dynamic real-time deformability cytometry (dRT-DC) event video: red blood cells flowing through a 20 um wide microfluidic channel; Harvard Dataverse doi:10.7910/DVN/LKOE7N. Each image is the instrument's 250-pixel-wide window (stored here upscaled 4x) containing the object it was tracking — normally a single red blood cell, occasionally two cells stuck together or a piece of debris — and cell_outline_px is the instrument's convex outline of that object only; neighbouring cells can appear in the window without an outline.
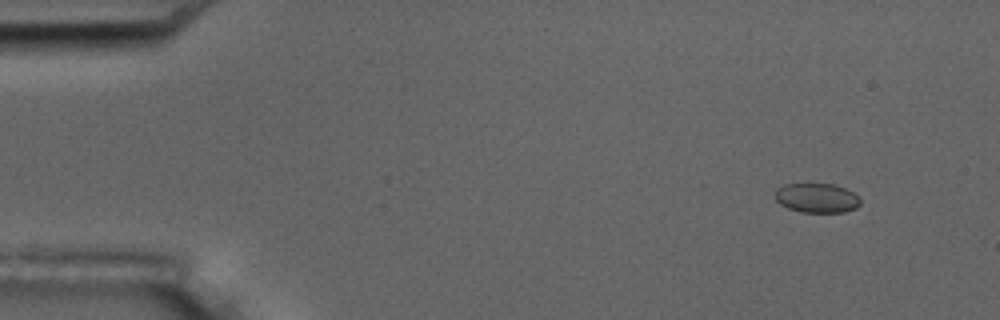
{"species": "common noctule bat (a hibernating species)", "species_latin": "Nyctalus noctula", "temperature_condition": "room temperature", "stored_images_in_passage": 14, "camera_frame_rate_fps": 3000, "um_per_image_px": 0.085, "animal": {"sex": "male", "body_mass_g": 17.5, "forearm_length_mm": 52.3}, "frame": {"image": 1, "passage_image": 1, "time_ms": 0.0, "image_size_px": [1000, 320], "cell_outline_px": [[860, 204], [856, 208], [844, 212], [800, 212], [788, 208], [780, 204], [776, 200], [776, 188], [784, 184], [832, 184], [844, 188], [852, 192], [860, 200]], "centroid_in_image_um": [69.41, 16.83], "position_along_channel_um": 15.6, "area_um2": 14.51}}
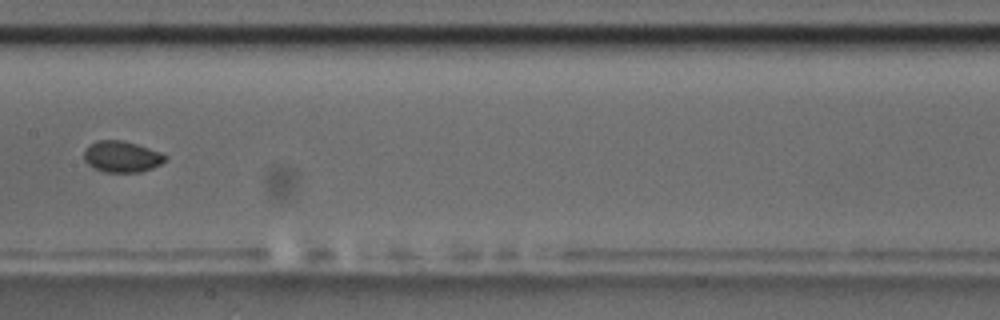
{"frame": {"image": 2, "passage_image": 7, "time_ms": 8.0, "image_size_px": [1000, 320], "cell_outline_px": [[168, 156], [160, 164], [152, 168], [140, 172], [104, 172], [88, 164], [84, 160], [84, 152], [88, 144], [96, 140], [120, 140], [136, 144], [160, 152]], "centroid_in_image_um": [10.33, 13.31], "position_along_channel_um": 197.1, "area_um2": 14.68}}
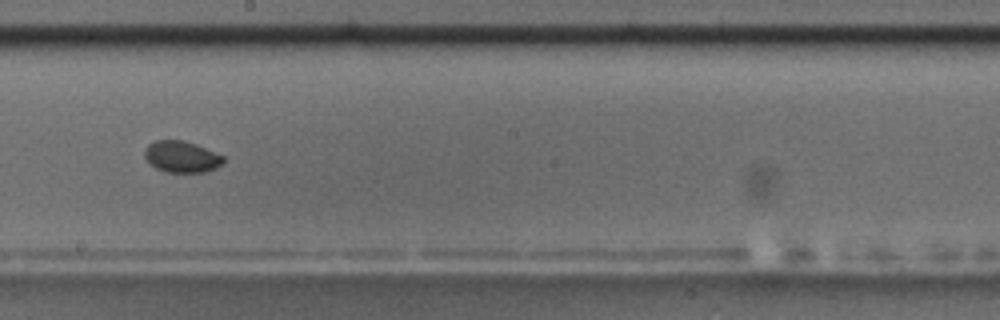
{"frame": {"image": 3, "passage_image": 8, "time_ms": 9.0, "image_size_px": [1000, 320], "cell_outline_px": [[224, 160], [216, 168], [204, 172], [164, 172], [148, 164], [144, 156], [144, 148], [148, 144], [156, 140], [184, 140], [196, 144], [224, 156]], "centroid_in_image_um": [15.39, 13.32], "position_along_channel_um": 232.8, "area_um2": 14.57}, "authors_computed_cell_mechanics": {"area_um2": 14.5945, "velocity_mm_per_s": 3.5875, "shape_relaxation_time_tau1_ms": 1.1363, "shape_relaxation_time_tau2_ms": null, "deformation_change_tau1": 0.0369, "deformation_change_tau2": null}}